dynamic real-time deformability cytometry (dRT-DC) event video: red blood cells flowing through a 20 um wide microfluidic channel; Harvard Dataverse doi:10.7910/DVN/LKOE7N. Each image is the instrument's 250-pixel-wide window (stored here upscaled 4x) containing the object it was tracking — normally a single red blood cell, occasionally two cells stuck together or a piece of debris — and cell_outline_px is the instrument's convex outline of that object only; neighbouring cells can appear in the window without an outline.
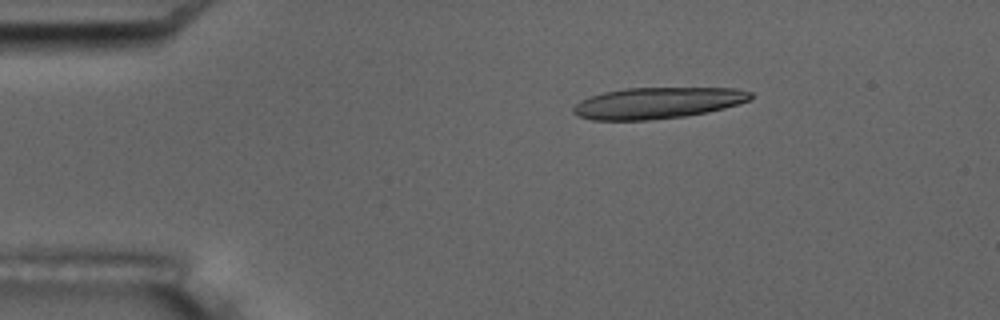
{"species": "common noctule bat (a hibernating species)", "species_latin": "Nyctalus noctula", "temperature_condition": "room temperature", "stored_images_in_passage": 5, "camera_frame_rate_fps": 3000, "um_per_image_px": 0.085, "animal": {"sex": "male", "body_mass_g": 17.5, "forearm_length_mm": 52.3}, "frame": {"image": 1, "passage_image": 3, "time_ms": 2.333, "image_size_px": [1000, 320], "cell_outline_px": [[752, 96], [748, 100], [724, 108], [708, 112], [684, 116], [652, 120], [592, 120], [576, 116], [572, 112], [572, 108], [580, 100], [604, 92], [624, 88], [736, 88], [752, 92]], "centroid_in_image_um": [55.85, 8.76], "position_along_channel_um": 29.2, "area_um2": 32.31}}